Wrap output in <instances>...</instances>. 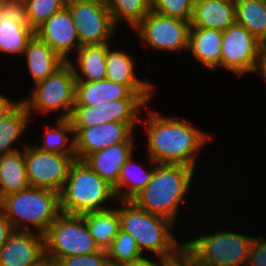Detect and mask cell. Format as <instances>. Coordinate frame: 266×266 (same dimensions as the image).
Wrapping results in <instances>:
<instances>
[{
  "label": "cell",
  "mask_w": 266,
  "mask_h": 266,
  "mask_svg": "<svg viewBox=\"0 0 266 266\" xmlns=\"http://www.w3.org/2000/svg\"><path fill=\"white\" fill-rule=\"evenodd\" d=\"M148 108H144L146 118L140 119L148 140V157L156 164H183L196 169L197 157L214 137L183 117L164 116Z\"/></svg>",
  "instance_id": "6da1fadb"
},
{
  "label": "cell",
  "mask_w": 266,
  "mask_h": 266,
  "mask_svg": "<svg viewBox=\"0 0 266 266\" xmlns=\"http://www.w3.org/2000/svg\"><path fill=\"white\" fill-rule=\"evenodd\" d=\"M195 171L183 164H156L151 180L132 201L141 209L176 224L181 203L191 192Z\"/></svg>",
  "instance_id": "7a4b0ae2"
},
{
  "label": "cell",
  "mask_w": 266,
  "mask_h": 266,
  "mask_svg": "<svg viewBox=\"0 0 266 266\" xmlns=\"http://www.w3.org/2000/svg\"><path fill=\"white\" fill-rule=\"evenodd\" d=\"M118 201L120 229L135 239L143 256L148 251L156 257L175 258L184 250V241L173 234L174 222L141 209L132 200Z\"/></svg>",
  "instance_id": "3957f363"
},
{
  "label": "cell",
  "mask_w": 266,
  "mask_h": 266,
  "mask_svg": "<svg viewBox=\"0 0 266 266\" xmlns=\"http://www.w3.org/2000/svg\"><path fill=\"white\" fill-rule=\"evenodd\" d=\"M0 207L14 230L42 235L61 214L59 192L45 188L29 187L4 196Z\"/></svg>",
  "instance_id": "277c9868"
},
{
  "label": "cell",
  "mask_w": 266,
  "mask_h": 266,
  "mask_svg": "<svg viewBox=\"0 0 266 266\" xmlns=\"http://www.w3.org/2000/svg\"><path fill=\"white\" fill-rule=\"evenodd\" d=\"M115 198V199H114ZM61 213L82 215L88 212L104 211L112 207L106 202L116 196L113 187L96 174L84 161L75 160L66 182L59 192Z\"/></svg>",
  "instance_id": "5b68a950"
},
{
  "label": "cell",
  "mask_w": 266,
  "mask_h": 266,
  "mask_svg": "<svg viewBox=\"0 0 266 266\" xmlns=\"http://www.w3.org/2000/svg\"><path fill=\"white\" fill-rule=\"evenodd\" d=\"M226 230L184 239V250L198 266H246L254 236Z\"/></svg>",
  "instance_id": "8992f818"
},
{
  "label": "cell",
  "mask_w": 266,
  "mask_h": 266,
  "mask_svg": "<svg viewBox=\"0 0 266 266\" xmlns=\"http://www.w3.org/2000/svg\"><path fill=\"white\" fill-rule=\"evenodd\" d=\"M75 84L73 68L66 62L54 74L35 84L31 94L22 102L30 116L34 112L45 117L60 112L57 119H70L75 104Z\"/></svg>",
  "instance_id": "52a82bcc"
},
{
  "label": "cell",
  "mask_w": 266,
  "mask_h": 266,
  "mask_svg": "<svg viewBox=\"0 0 266 266\" xmlns=\"http://www.w3.org/2000/svg\"><path fill=\"white\" fill-rule=\"evenodd\" d=\"M44 247L45 257L55 261L102 250L90 234L82 215L64 213L57 217L44 234Z\"/></svg>",
  "instance_id": "ba28073f"
},
{
  "label": "cell",
  "mask_w": 266,
  "mask_h": 266,
  "mask_svg": "<svg viewBox=\"0 0 266 266\" xmlns=\"http://www.w3.org/2000/svg\"><path fill=\"white\" fill-rule=\"evenodd\" d=\"M190 27L188 21L150 10L133 31L144 46H149L153 50L185 53L188 50Z\"/></svg>",
  "instance_id": "9c48e42d"
},
{
  "label": "cell",
  "mask_w": 266,
  "mask_h": 266,
  "mask_svg": "<svg viewBox=\"0 0 266 266\" xmlns=\"http://www.w3.org/2000/svg\"><path fill=\"white\" fill-rule=\"evenodd\" d=\"M80 46L111 43L115 26L106 3L67 0Z\"/></svg>",
  "instance_id": "30bf717a"
},
{
  "label": "cell",
  "mask_w": 266,
  "mask_h": 266,
  "mask_svg": "<svg viewBox=\"0 0 266 266\" xmlns=\"http://www.w3.org/2000/svg\"><path fill=\"white\" fill-rule=\"evenodd\" d=\"M25 165L30 187L60 192L76 160L75 154H57L24 145Z\"/></svg>",
  "instance_id": "8fae6325"
},
{
  "label": "cell",
  "mask_w": 266,
  "mask_h": 266,
  "mask_svg": "<svg viewBox=\"0 0 266 266\" xmlns=\"http://www.w3.org/2000/svg\"><path fill=\"white\" fill-rule=\"evenodd\" d=\"M222 34L220 68L235 73L237 77L253 73L262 50L261 41L236 23Z\"/></svg>",
  "instance_id": "7c38bea8"
},
{
  "label": "cell",
  "mask_w": 266,
  "mask_h": 266,
  "mask_svg": "<svg viewBox=\"0 0 266 266\" xmlns=\"http://www.w3.org/2000/svg\"><path fill=\"white\" fill-rule=\"evenodd\" d=\"M147 105L145 100H115L94 106H74L69 120L73 128H88L106 122L140 123V112Z\"/></svg>",
  "instance_id": "4fadbf2b"
},
{
  "label": "cell",
  "mask_w": 266,
  "mask_h": 266,
  "mask_svg": "<svg viewBox=\"0 0 266 266\" xmlns=\"http://www.w3.org/2000/svg\"><path fill=\"white\" fill-rule=\"evenodd\" d=\"M138 124L106 122L88 128H73L76 159L83 161L88 155L114 144L136 143L133 133Z\"/></svg>",
  "instance_id": "5bb4252c"
},
{
  "label": "cell",
  "mask_w": 266,
  "mask_h": 266,
  "mask_svg": "<svg viewBox=\"0 0 266 266\" xmlns=\"http://www.w3.org/2000/svg\"><path fill=\"white\" fill-rule=\"evenodd\" d=\"M34 33L66 62L70 60L72 53H76L81 47L75 24L67 6L53 14Z\"/></svg>",
  "instance_id": "9a60e30c"
},
{
  "label": "cell",
  "mask_w": 266,
  "mask_h": 266,
  "mask_svg": "<svg viewBox=\"0 0 266 266\" xmlns=\"http://www.w3.org/2000/svg\"><path fill=\"white\" fill-rule=\"evenodd\" d=\"M45 258L44 235L14 231L0 249V266H39Z\"/></svg>",
  "instance_id": "2e32d148"
},
{
  "label": "cell",
  "mask_w": 266,
  "mask_h": 266,
  "mask_svg": "<svg viewBox=\"0 0 266 266\" xmlns=\"http://www.w3.org/2000/svg\"><path fill=\"white\" fill-rule=\"evenodd\" d=\"M106 79L112 82L127 85L134 93L139 94L148 104L155 96V85L150 78H138L136 65L132 55L123 50L112 49L110 46L106 53Z\"/></svg>",
  "instance_id": "e0dca14e"
},
{
  "label": "cell",
  "mask_w": 266,
  "mask_h": 266,
  "mask_svg": "<svg viewBox=\"0 0 266 266\" xmlns=\"http://www.w3.org/2000/svg\"><path fill=\"white\" fill-rule=\"evenodd\" d=\"M115 100H144L127 85L103 79L97 82H76L74 106H94Z\"/></svg>",
  "instance_id": "ac0fdd59"
},
{
  "label": "cell",
  "mask_w": 266,
  "mask_h": 266,
  "mask_svg": "<svg viewBox=\"0 0 266 266\" xmlns=\"http://www.w3.org/2000/svg\"><path fill=\"white\" fill-rule=\"evenodd\" d=\"M134 144L118 143L88 155L83 161L103 180L114 187L121 168L134 154Z\"/></svg>",
  "instance_id": "d6986e66"
},
{
  "label": "cell",
  "mask_w": 266,
  "mask_h": 266,
  "mask_svg": "<svg viewBox=\"0 0 266 266\" xmlns=\"http://www.w3.org/2000/svg\"><path fill=\"white\" fill-rule=\"evenodd\" d=\"M235 23V0H195L191 27L223 31Z\"/></svg>",
  "instance_id": "ffe728a7"
},
{
  "label": "cell",
  "mask_w": 266,
  "mask_h": 266,
  "mask_svg": "<svg viewBox=\"0 0 266 266\" xmlns=\"http://www.w3.org/2000/svg\"><path fill=\"white\" fill-rule=\"evenodd\" d=\"M222 39L220 30L190 27L187 51L197 62L214 73L220 68Z\"/></svg>",
  "instance_id": "44dd1931"
},
{
  "label": "cell",
  "mask_w": 266,
  "mask_h": 266,
  "mask_svg": "<svg viewBox=\"0 0 266 266\" xmlns=\"http://www.w3.org/2000/svg\"><path fill=\"white\" fill-rule=\"evenodd\" d=\"M23 56L34 85L44 81L66 63L58 53L35 34L27 42Z\"/></svg>",
  "instance_id": "7402d4cb"
},
{
  "label": "cell",
  "mask_w": 266,
  "mask_h": 266,
  "mask_svg": "<svg viewBox=\"0 0 266 266\" xmlns=\"http://www.w3.org/2000/svg\"><path fill=\"white\" fill-rule=\"evenodd\" d=\"M110 45L111 43L84 45L76 51L77 63L72 62L73 59L68 61L73 68L76 82H97L106 79L105 59Z\"/></svg>",
  "instance_id": "603a6c76"
},
{
  "label": "cell",
  "mask_w": 266,
  "mask_h": 266,
  "mask_svg": "<svg viewBox=\"0 0 266 266\" xmlns=\"http://www.w3.org/2000/svg\"><path fill=\"white\" fill-rule=\"evenodd\" d=\"M133 157L134 154L125 162L121 168L118 182L113 187L117 203L118 200H132L148 184L153 176L156 166L154 161L147 156V161L152 166L151 168H146L144 165L137 164Z\"/></svg>",
  "instance_id": "cb8c5ba5"
},
{
  "label": "cell",
  "mask_w": 266,
  "mask_h": 266,
  "mask_svg": "<svg viewBox=\"0 0 266 266\" xmlns=\"http://www.w3.org/2000/svg\"><path fill=\"white\" fill-rule=\"evenodd\" d=\"M23 148L0 157V200L30 187Z\"/></svg>",
  "instance_id": "d4e9b609"
},
{
  "label": "cell",
  "mask_w": 266,
  "mask_h": 266,
  "mask_svg": "<svg viewBox=\"0 0 266 266\" xmlns=\"http://www.w3.org/2000/svg\"><path fill=\"white\" fill-rule=\"evenodd\" d=\"M23 102H21L6 118L0 122V157L17 151L16 142L24 135L32 120Z\"/></svg>",
  "instance_id": "484cf974"
},
{
  "label": "cell",
  "mask_w": 266,
  "mask_h": 266,
  "mask_svg": "<svg viewBox=\"0 0 266 266\" xmlns=\"http://www.w3.org/2000/svg\"><path fill=\"white\" fill-rule=\"evenodd\" d=\"M90 234L101 249L106 250L117 236L120 229L118 208L82 214Z\"/></svg>",
  "instance_id": "4316f807"
},
{
  "label": "cell",
  "mask_w": 266,
  "mask_h": 266,
  "mask_svg": "<svg viewBox=\"0 0 266 266\" xmlns=\"http://www.w3.org/2000/svg\"><path fill=\"white\" fill-rule=\"evenodd\" d=\"M235 17L259 41L266 38V0H235Z\"/></svg>",
  "instance_id": "83f0119b"
},
{
  "label": "cell",
  "mask_w": 266,
  "mask_h": 266,
  "mask_svg": "<svg viewBox=\"0 0 266 266\" xmlns=\"http://www.w3.org/2000/svg\"><path fill=\"white\" fill-rule=\"evenodd\" d=\"M34 34V30L29 25L20 24L15 18L1 16L0 52L12 56H23L27 42Z\"/></svg>",
  "instance_id": "f1b7e54d"
},
{
  "label": "cell",
  "mask_w": 266,
  "mask_h": 266,
  "mask_svg": "<svg viewBox=\"0 0 266 266\" xmlns=\"http://www.w3.org/2000/svg\"><path fill=\"white\" fill-rule=\"evenodd\" d=\"M54 121L56 123L54 124L55 127L45 125L47 127L43 133L41 145L36 144L34 146L51 153L75 154L74 131L71 121L57 118Z\"/></svg>",
  "instance_id": "f546056e"
},
{
  "label": "cell",
  "mask_w": 266,
  "mask_h": 266,
  "mask_svg": "<svg viewBox=\"0 0 266 266\" xmlns=\"http://www.w3.org/2000/svg\"><path fill=\"white\" fill-rule=\"evenodd\" d=\"M116 27L125 22L133 30L150 12L151 0H107Z\"/></svg>",
  "instance_id": "4dcf8cb0"
},
{
  "label": "cell",
  "mask_w": 266,
  "mask_h": 266,
  "mask_svg": "<svg viewBox=\"0 0 266 266\" xmlns=\"http://www.w3.org/2000/svg\"><path fill=\"white\" fill-rule=\"evenodd\" d=\"M109 266H118L141 258L135 239L127 232L119 229L117 236L106 249Z\"/></svg>",
  "instance_id": "1f68e13d"
},
{
  "label": "cell",
  "mask_w": 266,
  "mask_h": 266,
  "mask_svg": "<svg viewBox=\"0 0 266 266\" xmlns=\"http://www.w3.org/2000/svg\"><path fill=\"white\" fill-rule=\"evenodd\" d=\"M67 0H24L29 26L35 31L53 14L66 6Z\"/></svg>",
  "instance_id": "d6a6232c"
},
{
  "label": "cell",
  "mask_w": 266,
  "mask_h": 266,
  "mask_svg": "<svg viewBox=\"0 0 266 266\" xmlns=\"http://www.w3.org/2000/svg\"><path fill=\"white\" fill-rule=\"evenodd\" d=\"M195 0H151V10L164 16L191 22Z\"/></svg>",
  "instance_id": "836d02e7"
},
{
  "label": "cell",
  "mask_w": 266,
  "mask_h": 266,
  "mask_svg": "<svg viewBox=\"0 0 266 266\" xmlns=\"http://www.w3.org/2000/svg\"><path fill=\"white\" fill-rule=\"evenodd\" d=\"M58 263L61 266H109L107 252L104 249L92 254L60 258Z\"/></svg>",
  "instance_id": "e575fe53"
},
{
  "label": "cell",
  "mask_w": 266,
  "mask_h": 266,
  "mask_svg": "<svg viewBox=\"0 0 266 266\" xmlns=\"http://www.w3.org/2000/svg\"><path fill=\"white\" fill-rule=\"evenodd\" d=\"M1 16L15 18L20 24L29 25L24 0H1Z\"/></svg>",
  "instance_id": "d590c367"
},
{
  "label": "cell",
  "mask_w": 266,
  "mask_h": 266,
  "mask_svg": "<svg viewBox=\"0 0 266 266\" xmlns=\"http://www.w3.org/2000/svg\"><path fill=\"white\" fill-rule=\"evenodd\" d=\"M246 266H266V237H254Z\"/></svg>",
  "instance_id": "8d00e7d4"
},
{
  "label": "cell",
  "mask_w": 266,
  "mask_h": 266,
  "mask_svg": "<svg viewBox=\"0 0 266 266\" xmlns=\"http://www.w3.org/2000/svg\"><path fill=\"white\" fill-rule=\"evenodd\" d=\"M172 258H165V257H158L155 258V260L150 259V257L147 256H142L139 259L122 263L118 266H167V263L171 260Z\"/></svg>",
  "instance_id": "74e56055"
},
{
  "label": "cell",
  "mask_w": 266,
  "mask_h": 266,
  "mask_svg": "<svg viewBox=\"0 0 266 266\" xmlns=\"http://www.w3.org/2000/svg\"><path fill=\"white\" fill-rule=\"evenodd\" d=\"M14 231L9 219L5 216L3 209L0 207V249Z\"/></svg>",
  "instance_id": "f35d334b"
},
{
  "label": "cell",
  "mask_w": 266,
  "mask_h": 266,
  "mask_svg": "<svg viewBox=\"0 0 266 266\" xmlns=\"http://www.w3.org/2000/svg\"><path fill=\"white\" fill-rule=\"evenodd\" d=\"M5 94L0 93V122L3 121L21 102L22 100L8 99Z\"/></svg>",
  "instance_id": "ab89813d"
},
{
  "label": "cell",
  "mask_w": 266,
  "mask_h": 266,
  "mask_svg": "<svg viewBox=\"0 0 266 266\" xmlns=\"http://www.w3.org/2000/svg\"><path fill=\"white\" fill-rule=\"evenodd\" d=\"M167 266H198L194 259L183 250L177 257L172 258Z\"/></svg>",
  "instance_id": "60d3db41"
},
{
  "label": "cell",
  "mask_w": 266,
  "mask_h": 266,
  "mask_svg": "<svg viewBox=\"0 0 266 266\" xmlns=\"http://www.w3.org/2000/svg\"><path fill=\"white\" fill-rule=\"evenodd\" d=\"M253 73L259 77L261 76L263 78L262 80L266 82V49L262 48L260 51Z\"/></svg>",
  "instance_id": "b9f144b4"
},
{
  "label": "cell",
  "mask_w": 266,
  "mask_h": 266,
  "mask_svg": "<svg viewBox=\"0 0 266 266\" xmlns=\"http://www.w3.org/2000/svg\"><path fill=\"white\" fill-rule=\"evenodd\" d=\"M41 266H61V265L58 263V261L51 260V259L45 257L41 261Z\"/></svg>",
  "instance_id": "7bdbcfd3"
},
{
  "label": "cell",
  "mask_w": 266,
  "mask_h": 266,
  "mask_svg": "<svg viewBox=\"0 0 266 266\" xmlns=\"http://www.w3.org/2000/svg\"><path fill=\"white\" fill-rule=\"evenodd\" d=\"M80 1H92V2L106 3L107 0H80Z\"/></svg>",
  "instance_id": "ee69618b"
},
{
  "label": "cell",
  "mask_w": 266,
  "mask_h": 266,
  "mask_svg": "<svg viewBox=\"0 0 266 266\" xmlns=\"http://www.w3.org/2000/svg\"><path fill=\"white\" fill-rule=\"evenodd\" d=\"M262 48L266 49V38L261 42Z\"/></svg>",
  "instance_id": "f6af8a7d"
},
{
  "label": "cell",
  "mask_w": 266,
  "mask_h": 266,
  "mask_svg": "<svg viewBox=\"0 0 266 266\" xmlns=\"http://www.w3.org/2000/svg\"><path fill=\"white\" fill-rule=\"evenodd\" d=\"M0 18H1V0H0Z\"/></svg>",
  "instance_id": "bcb514c9"
}]
</instances>
